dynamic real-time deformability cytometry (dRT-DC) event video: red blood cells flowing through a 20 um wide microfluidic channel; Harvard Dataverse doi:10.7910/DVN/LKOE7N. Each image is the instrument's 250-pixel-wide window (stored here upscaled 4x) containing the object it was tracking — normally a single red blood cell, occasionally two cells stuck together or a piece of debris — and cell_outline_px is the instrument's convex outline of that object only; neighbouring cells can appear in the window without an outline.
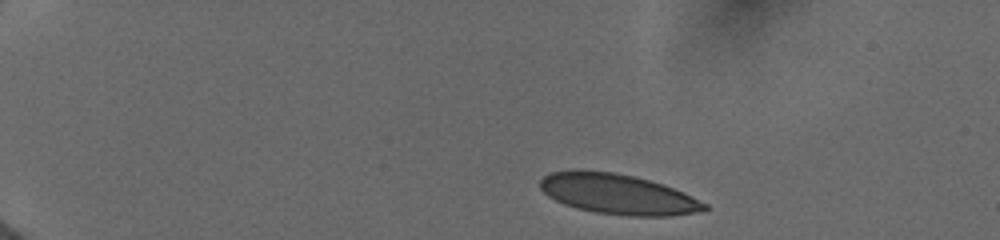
{"species": "human", "species_latin": "Homo sapiens", "temperature_condition": "cold", "stored_images_in_passage": 7, "camera_frame_rate_fps": 3000, "um_per_image_px": 0.085, "donor": {"sex": "female"}, "frame": {"image": 1, "passage_image": 1, "time_ms": 0.0, "image_size_px": [1000, 240], "cell_outline_px": [[708, 208], [692, 212], [668, 216], [632, 216], [596, 212], [576, 208], [564, 204], [548, 196], [540, 188], [540, 180], [544, 176], [552, 172], [580, 168], [612, 172], [632, 176], [648, 180], [684, 192], [708, 204]], "centroid_in_image_um": [52.46, 16.48], "position_along_channel_um": 32.5, "area_um2": 38.32}}
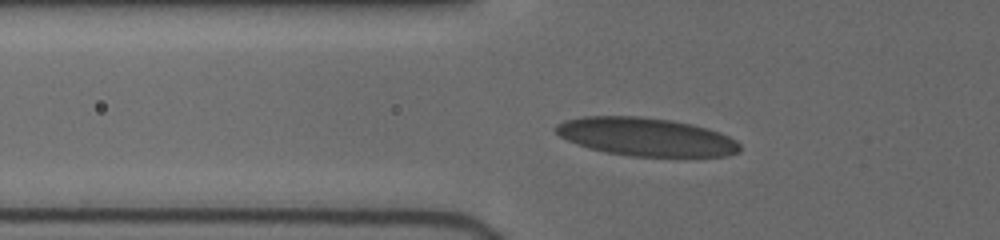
{"frame": {"image": 2, "passage_image": 5, "time_ms": 3.333, "image_size_px": [1000, 240], "cell_outline_px": [[740, 152], [728, 156], [632, 156], [604, 152], [588, 148], [576, 144], [560, 136], [552, 128], [556, 124], [564, 120], [584, 116], [640, 116], [668, 120], [688, 124], [720, 132], [736, 140], [740, 144]], "centroid_in_image_um": [54.86, 11.63], "position_along_channel_um": 70.9, "area_um2": 40.92}}
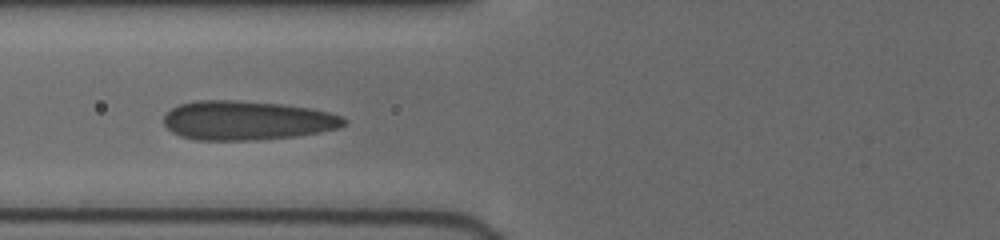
{"frame": {"image": 3, "passage_image": 6, "time_ms": 4.333, "image_size_px": [1000, 240], "cell_outline_px": [[348, 124], [340, 128], [320, 132], [296, 136], [256, 140], [196, 140], [180, 136], [172, 132], [164, 124], [164, 116], [172, 108], [180, 104], [200, 100], [232, 100], [280, 104], [312, 108], [328, 112], [340, 116], [348, 120]], "centroid_in_image_um": [21.02, 10.24], "position_along_channel_um": 104.8, "area_um2": 41.21}}